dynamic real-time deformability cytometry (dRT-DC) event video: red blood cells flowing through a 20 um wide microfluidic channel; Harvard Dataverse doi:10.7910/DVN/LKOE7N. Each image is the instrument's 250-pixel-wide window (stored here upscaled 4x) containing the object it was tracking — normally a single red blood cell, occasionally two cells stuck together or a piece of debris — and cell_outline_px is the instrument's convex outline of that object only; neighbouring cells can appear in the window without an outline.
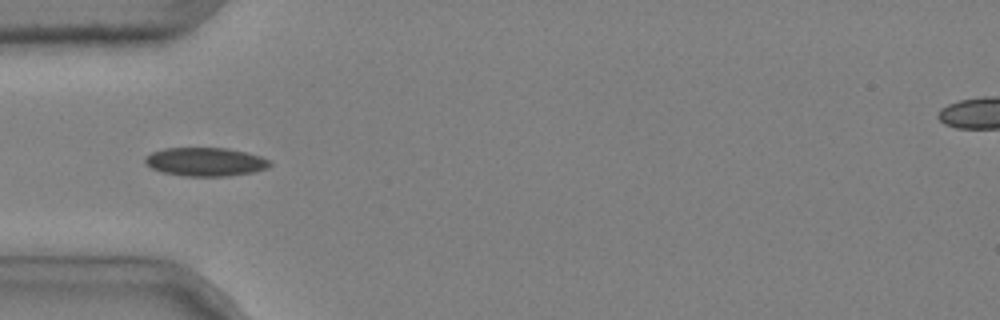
{"species": "common noctule bat (a hibernating species)", "species_latin": "Nyctalus noctula", "temperature_condition": "cold", "stored_images_in_passage": 6, "camera_frame_rate_fps": 3000, "um_per_image_px": 0.085, "animal": {"sex": "male", "body_mass_g": 20.4}, "frame": {"image": 1, "passage_image": 4, "time_ms": 1.0, "image_size_px": [1000, 320], "cell_outline_px": [[272, 164], [268, 168], [252, 172], [228, 176], [184, 176], [160, 172], [144, 164], [144, 156], [152, 152], [164, 148], [228, 148], [260, 156], [272, 160]], "centroid_in_image_um": [17.44, 13.76], "position_along_channel_um": 67.6, "area_um2": 20.98}}